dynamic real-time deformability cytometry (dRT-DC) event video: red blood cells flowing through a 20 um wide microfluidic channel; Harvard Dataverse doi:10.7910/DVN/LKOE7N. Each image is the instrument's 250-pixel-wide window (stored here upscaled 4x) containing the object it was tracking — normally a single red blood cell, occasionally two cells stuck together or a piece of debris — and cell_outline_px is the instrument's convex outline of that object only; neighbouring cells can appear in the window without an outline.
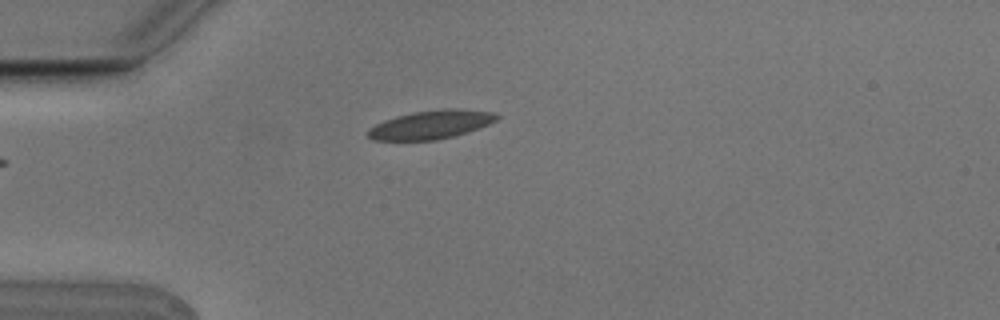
{"species": "Egyptian fruit bat (a non-hibernating species)", "species_latin": "Rousettus aegyptiacus", "temperature_condition": "cold", "stored_images_in_passage": 7, "camera_frame_rate_fps": 3000, "um_per_image_px": 0.085, "animal": {"sex": "male"}, "frame": {"image": 1, "passage_image": 4, "time_ms": 1.0, "image_size_px": [1000, 320], "cell_outline_px": [[500, 116], [496, 120], [488, 124], [456, 136], [436, 140], [372, 140], [368, 136], [368, 128], [384, 120], [396, 116], [412, 112], [444, 108], [456, 108], [492, 112]], "centroid_in_image_um": [36.62, 10.59], "position_along_channel_um": 48.4, "area_um2": 21.44}}
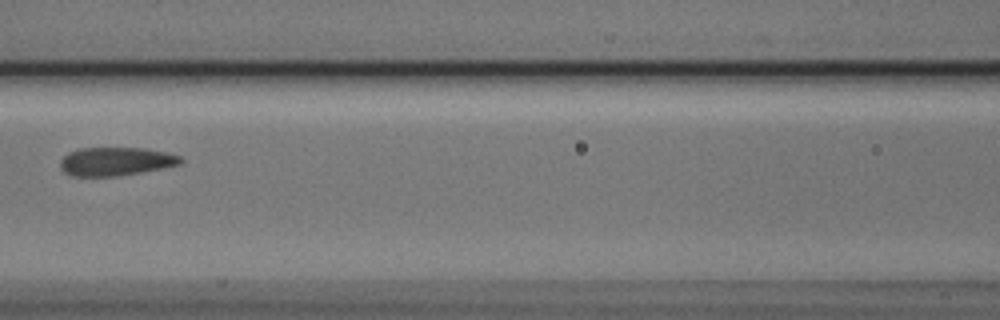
{"frame": {"image": 2, "passage_image": 7, "time_ms": 2.0, "image_size_px": [1000, 320], "cell_outline_px": [[184, 160], [180, 164], [164, 168], [116, 176], [72, 176], [64, 172], [60, 168], [60, 160], [68, 152], [80, 148], [144, 148], [168, 152], [180, 156]], "centroid_in_image_um": [9.84, 13.72], "position_along_channel_um": 156.8, "area_um2": 20.06}}